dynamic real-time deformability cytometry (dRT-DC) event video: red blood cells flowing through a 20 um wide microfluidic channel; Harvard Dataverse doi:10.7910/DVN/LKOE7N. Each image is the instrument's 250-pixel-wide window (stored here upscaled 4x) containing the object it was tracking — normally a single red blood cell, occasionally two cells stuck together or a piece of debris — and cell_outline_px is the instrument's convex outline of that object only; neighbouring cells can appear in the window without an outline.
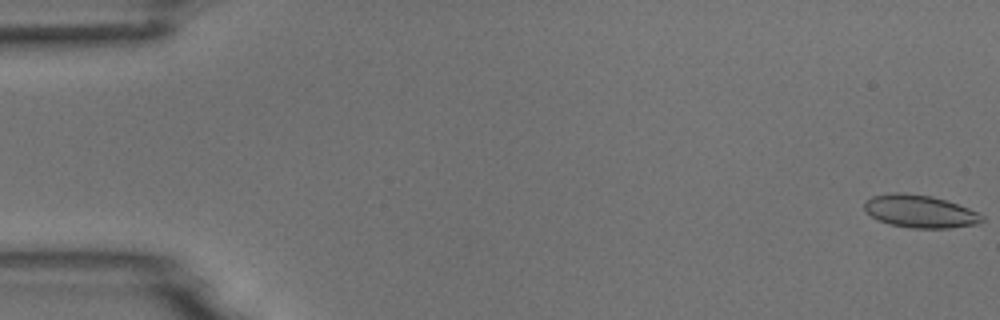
{"species": "common noctule bat (a hibernating species)", "species_latin": "Nyctalus noctula", "temperature_condition": "room temperature", "stored_images_in_passage": 55, "camera_frame_rate_fps": 3000, "um_per_image_px": 0.085, "animal": {"sex": "male", "body_mass_g": 18.8}, "frame": {"image": 1, "passage_image": 1, "time_ms": 0.0, "image_size_px": [1000, 320], "cell_outline_px": [[984, 220], [976, 224], [948, 228], [908, 228], [876, 220], [864, 208], [864, 204], [872, 196], [896, 192], [904, 192], [932, 196], [968, 208], [984, 216]], "centroid_in_image_um": [78.19, 17.97], "position_along_channel_um": 6.8, "area_um2": 22.2}}
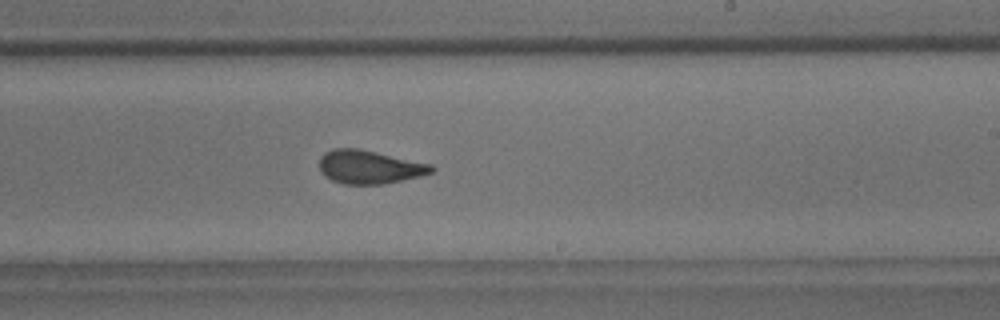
{"frame": {"image": 2, "passage_image": 33, "time_ms": 10.667, "image_size_px": [1000, 320], "cell_outline_px": [[436, 168], [432, 172], [420, 176], [384, 184], [344, 184], [332, 180], [324, 176], [320, 172], [320, 156], [324, 152], [332, 148], [360, 148], [432, 164]], "centroid_in_image_um": [31.39, 14.18], "position_along_channel_um": 257.6, "area_um2": 22.08}}
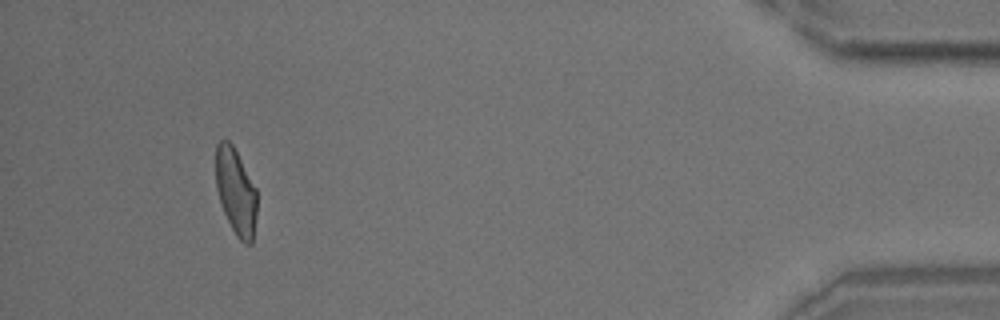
{"frame": {"image": 3, "passage_image": 51, "time_ms": 16.667, "image_size_px": [1000, 320], "cell_outline_px": [[256, 216], [252, 244], [244, 244], [236, 236], [224, 212], [216, 188], [216, 144], [220, 140], [228, 140], [232, 144], [256, 188]], "centroid_in_image_um": [20.04, 16.29], "position_along_channel_um": 415.2, "area_um2": 20.52}, "authors_computed_cell_mechanics": {"area_um2": 22.0796, "velocity_mm_per_s": 3.7256, "shape_relaxation_time_tau1_ms": 4.4212, "shape_relaxation_time_tau2_ms": 1.6023, "deformation_change_tau1": 0.132, "deformation_change_tau2": 0.0667}}